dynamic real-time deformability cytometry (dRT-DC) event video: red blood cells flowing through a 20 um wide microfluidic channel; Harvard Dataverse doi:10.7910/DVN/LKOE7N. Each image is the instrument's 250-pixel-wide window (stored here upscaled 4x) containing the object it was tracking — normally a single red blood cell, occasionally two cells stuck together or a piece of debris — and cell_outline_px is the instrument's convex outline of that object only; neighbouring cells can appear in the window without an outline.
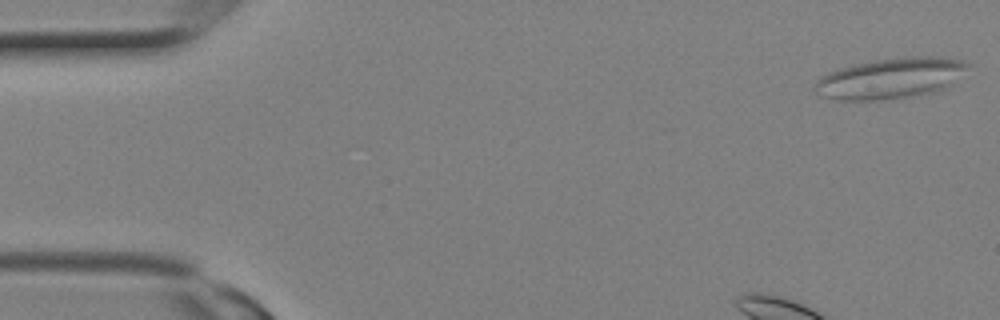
{"species": "Egyptian fruit bat (a non-hibernating species)", "species_latin": "Rousettus aegyptiacus", "temperature_condition": "room temperature", "stored_images_in_passage": 11, "camera_frame_rate_fps": 3000, "um_per_image_px": 0.085, "animal": {"sex": "female"}, "frame": {"image": 1, "passage_image": 1, "time_ms": 0.0, "image_size_px": [1000, 320], "cell_outline_px": [[972, 64], [948, 88], [940, 92], [912, 96], [880, 100], [840, 100], [820, 96], [812, 88], [816, 80], [820, 76], [828, 72], [852, 64], [876, 60], [904, 56], [940, 56], [964, 60]], "centroid_in_image_um": [75.73, 6.65], "position_along_channel_um": 9.3, "area_um2": 36.99}}
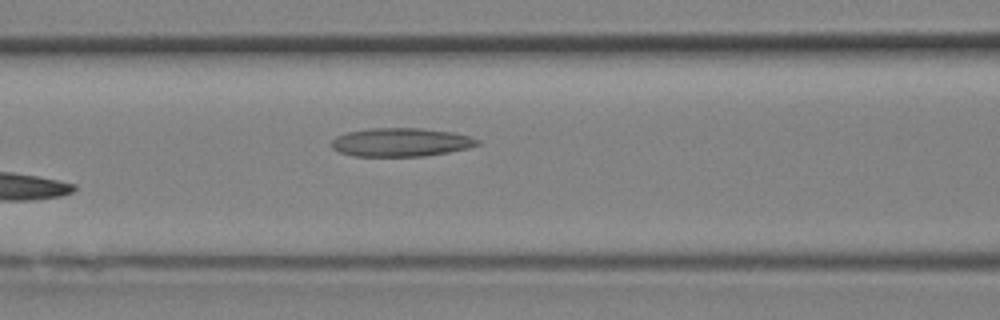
{"frame": {"image": 2, "passage_image": 11, "time_ms": 3.333, "image_size_px": [1000, 320], "cell_outline_px": [[480, 144], [468, 148], [448, 152], [424, 156], [352, 156], [340, 152], [332, 148], [332, 140], [336, 136], [348, 132], [368, 128], [420, 128], [452, 132], [468, 136], [480, 140]], "centroid_in_image_um": [34.07, 12.09], "position_along_channel_um": 132.5, "area_um2": 24.22}}